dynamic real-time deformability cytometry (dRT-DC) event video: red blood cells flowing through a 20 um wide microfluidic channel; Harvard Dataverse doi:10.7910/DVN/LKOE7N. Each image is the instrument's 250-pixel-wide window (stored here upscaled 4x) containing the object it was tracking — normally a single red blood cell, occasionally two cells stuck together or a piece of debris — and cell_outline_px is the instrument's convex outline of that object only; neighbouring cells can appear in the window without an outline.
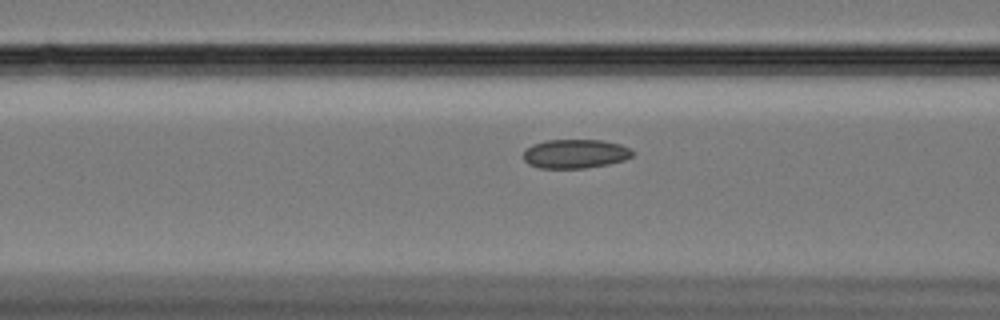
{"species": "Egyptian fruit bat (a non-hibernating species)", "species_latin": "Rousettus aegyptiacus", "temperature_condition": "cold", "stored_images_in_passage": 51, "camera_frame_rate_fps": 3000, "um_per_image_px": 0.085, "animal": {"sex": "female"}, "frame": {"image": 1, "passage_image": 15, "time_ms": 4.667, "image_size_px": [1000, 320], "cell_outline_px": [[636, 152], [632, 156], [624, 160], [608, 164], [584, 168], [540, 168], [528, 164], [524, 160], [524, 152], [532, 144], [548, 140], [604, 140], [620, 144]], "centroid_in_image_um": [48.91, 13.07], "position_along_channel_um": 117.7, "area_um2": 18.44}}
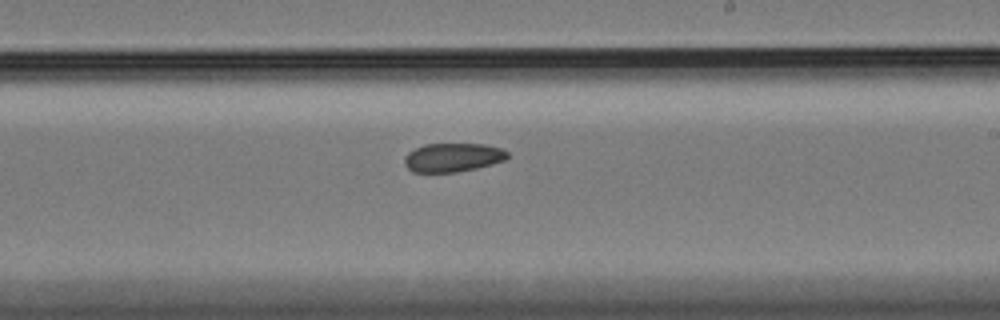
{"frame": {"image": 2, "passage_image": 27, "time_ms": 8.667, "image_size_px": [1000, 320], "cell_outline_px": [[508, 156], [504, 160], [492, 164], [476, 168], [456, 172], [412, 172], [404, 164], [404, 156], [408, 152], [424, 144], [484, 144], [500, 148], [508, 152]], "centroid_in_image_um": [38.46, 13.38], "position_along_channel_um": 250.5, "area_um2": 17.22}}
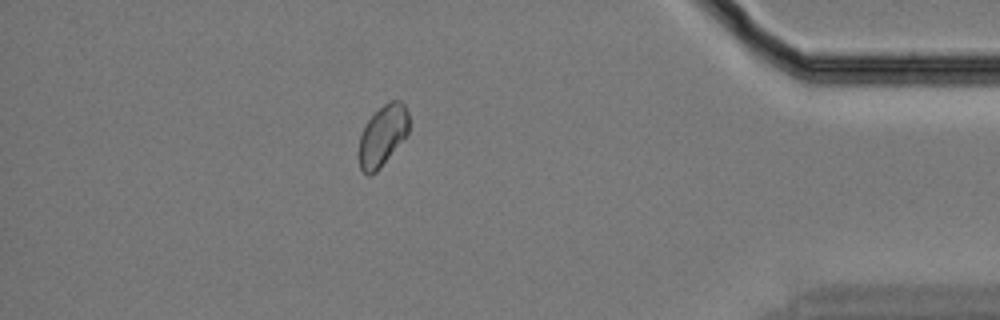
{"frame": {"image": 3, "passage_image": 44, "time_ms": 14.333, "image_size_px": [1000, 320], "cell_outline_px": [[408, 132], [380, 168], [376, 172], [368, 176], [360, 168], [360, 136], [368, 120], [384, 104], [392, 100], [400, 100], [404, 104], [408, 112]], "centroid_in_image_um": [32.53, 11.51], "position_along_channel_um": 402.7, "area_um2": 17.17}}